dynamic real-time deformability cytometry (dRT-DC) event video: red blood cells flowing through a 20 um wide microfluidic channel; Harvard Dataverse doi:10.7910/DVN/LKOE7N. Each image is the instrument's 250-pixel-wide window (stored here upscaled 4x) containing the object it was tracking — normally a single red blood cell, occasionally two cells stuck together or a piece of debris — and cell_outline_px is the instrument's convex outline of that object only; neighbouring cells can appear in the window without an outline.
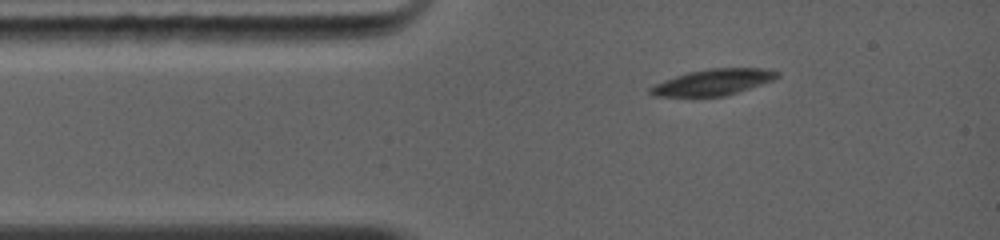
{"species": "common noctule bat (a hibernating species)", "species_latin": "Nyctalus noctula", "temperature_condition": "warm", "stored_images_in_passage": 29, "segment_of_instrument_passage": [1, 2], "camera_frame_rate_fps": 5000, "um_per_image_px": 0.085, "animal": {"sex": "female", "body_mass_g": 19.0, "forearm_length_mm": 56.7}, "frame": {"image": 1, "passage_image": 1, "time_ms": 0.0, "image_size_px": [1000, 240], "cell_outline_px": [[780, 76], [772, 80], [724, 96], [652, 96], [648, 92], [648, 88], [664, 80], [688, 72], [712, 68], [768, 68], [780, 72]], "centroid_in_image_um": [60.61, 6.97], "position_along_channel_um": 24.4, "area_um2": 19.07}}
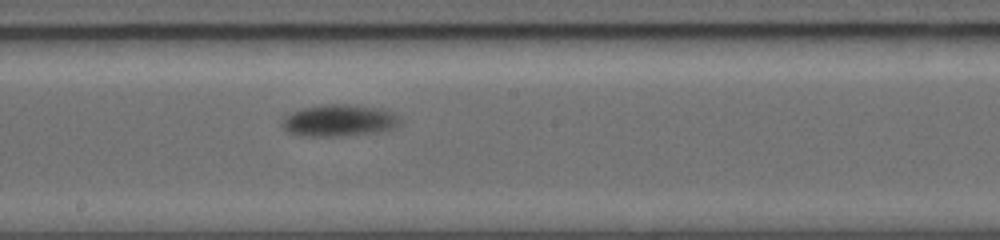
{"frame": {"image": 2, "passage_image": 13, "time_ms": 5.4, "image_size_px": [1000, 240], "cell_outline_px": [[404, 120], [396, 128], [380, 132], [340, 136], [296, 136], [288, 132], [280, 124], [284, 116], [292, 112], [304, 108], [332, 104], [356, 104], [384, 108]], "centroid_in_image_um": [28.87, 10.25], "position_along_channel_um": 219.3, "area_um2": 22.31}}
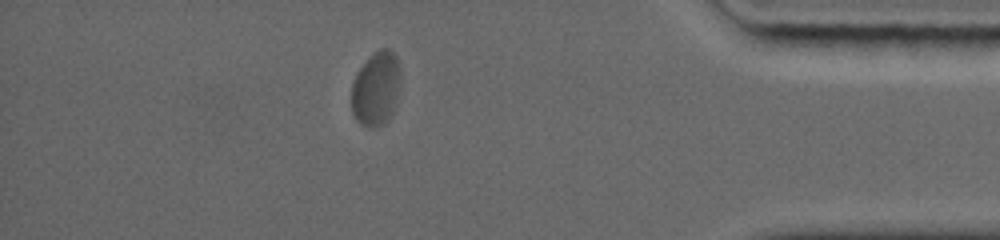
{"frame": {"image": 3, "passage_image": 25, "time_ms": 10.8, "image_size_px": [1000, 240], "cell_outline_px": [[400, 88], [392, 112], [388, 120], [384, 124], [376, 128], [368, 128], [360, 124], [356, 120], [352, 112], [352, 84], [356, 72], [380, 48], [388, 48], [396, 56], [400, 68]], "centroid_in_image_um": [31.97, 7.58], "position_along_channel_um": 403.2, "area_um2": 21.27}}